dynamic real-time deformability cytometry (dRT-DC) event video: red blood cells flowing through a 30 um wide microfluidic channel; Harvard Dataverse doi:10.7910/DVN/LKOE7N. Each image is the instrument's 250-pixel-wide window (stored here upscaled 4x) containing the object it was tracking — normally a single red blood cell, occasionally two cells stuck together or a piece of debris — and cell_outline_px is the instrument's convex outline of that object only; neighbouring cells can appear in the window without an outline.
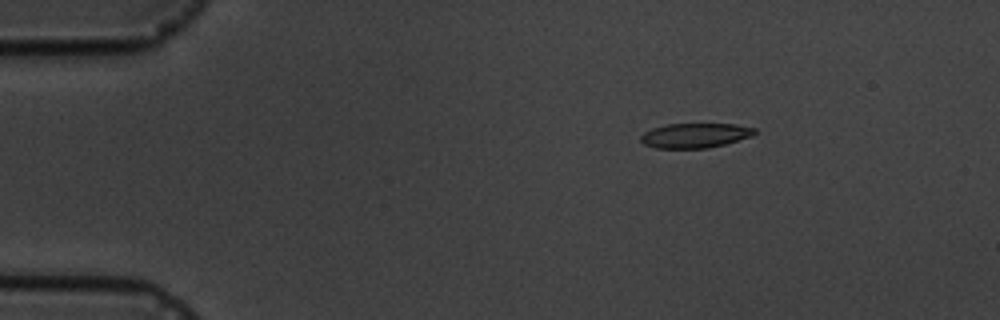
{"species": "common noctule bat (a hibernating species)", "species_latin": "Nyctalus noctula", "temperature_condition": "cold", "stored_images_in_passage": 3, "camera_frame_rate_fps": 3000, "um_per_image_px": 0.085, "animal": {"sex": "male", "body_mass_g": 19.5, "forearm_length_mm": 54.6}, "frame": {"image": 1, "passage_image": 1, "time_ms": 0.0, "image_size_px": [1000, 320], "cell_outline_px": [[756, 132], [752, 136], [724, 144], [708, 148], [656, 148], [644, 144], [640, 140], [640, 136], [644, 132], [652, 128], [668, 124], [736, 124], [756, 128]], "centroid_in_image_um": [59.07, 11.51], "position_along_channel_um": 25.9, "area_um2": 16.36}}